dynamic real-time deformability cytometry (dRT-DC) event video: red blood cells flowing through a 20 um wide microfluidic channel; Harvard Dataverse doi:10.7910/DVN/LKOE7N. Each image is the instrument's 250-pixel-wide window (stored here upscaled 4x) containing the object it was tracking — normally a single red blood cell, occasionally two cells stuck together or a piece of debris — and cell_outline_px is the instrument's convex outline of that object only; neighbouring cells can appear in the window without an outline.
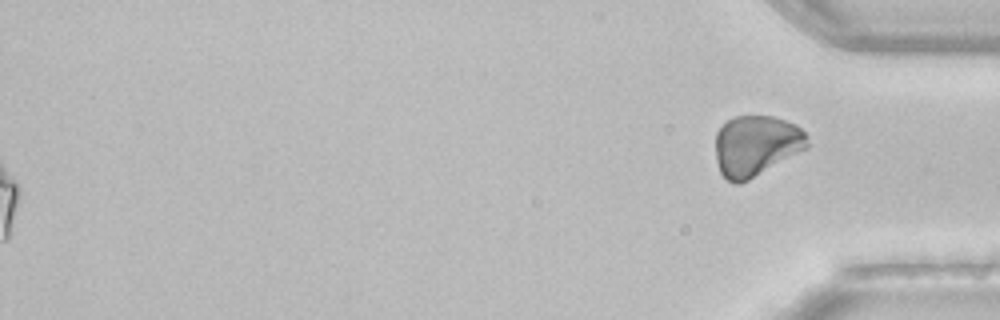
{"species": "common noctule bat (a hibernating species)", "species_latin": "Nyctalus noctula", "temperature_condition": "room temperature", "stored_images_in_passage": 51, "segment_of_instrument_passage": [2, 2], "camera_frame_rate_fps": 3000, "um_per_image_px": 0.085, "animal": {"sex": "female", "body_mass_g": 22.7, "forearm_length_mm": 54.2}, "frame": {"image": 1, "passage_image": 51, "time_ms": 16.667, "image_size_px": [1000, 320], "cell_outline_px": [[808, 148], [748, 180], [740, 184], [732, 184], [720, 172], [716, 160], [716, 132], [728, 120], [736, 116], [772, 116], [796, 124], [808, 136]], "centroid_in_image_um": [64.27, 12.39], "position_along_channel_um": 370.9, "area_um2": 32.48}}